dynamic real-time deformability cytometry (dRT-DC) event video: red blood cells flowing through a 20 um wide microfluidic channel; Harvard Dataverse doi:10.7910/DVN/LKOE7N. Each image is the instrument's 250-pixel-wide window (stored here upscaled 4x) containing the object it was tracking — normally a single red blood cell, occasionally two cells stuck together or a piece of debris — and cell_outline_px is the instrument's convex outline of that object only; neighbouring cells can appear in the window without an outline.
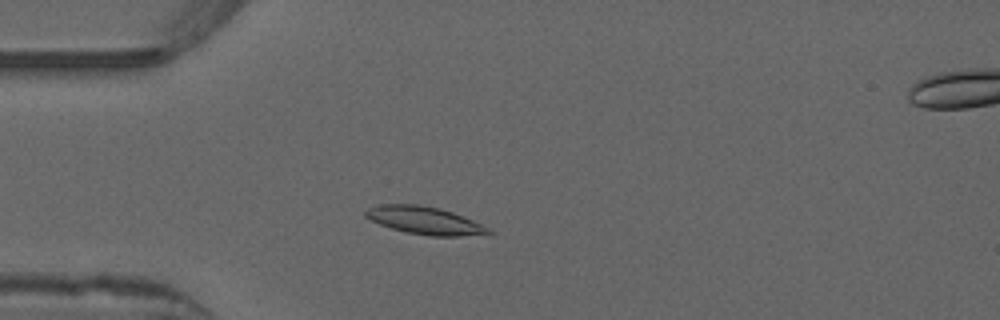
{"species": "common noctule bat (a hibernating species)", "species_latin": "Nyctalus noctula", "temperature_condition": "warm", "stored_images_in_passage": 49, "camera_frame_rate_fps": 3000, "um_per_image_px": 0.085, "animal": {"sex": "male", "forearm_length_mm": 52.5}, "frame": {"image": 1, "passage_image": 11, "time_ms": 3.333, "image_size_px": [1000, 320], "cell_outline_px": [[496, 232], [460, 236], [432, 236], [408, 232], [392, 228], [368, 220], [364, 216], [364, 212], [368, 208], [380, 204], [416, 204], [440, 208], [452, 212], [472, 220]], "centroid_in_image_um": [36.04, 18.73], "position_along_channel_um": 49.0, "area_um2": 19.59}}
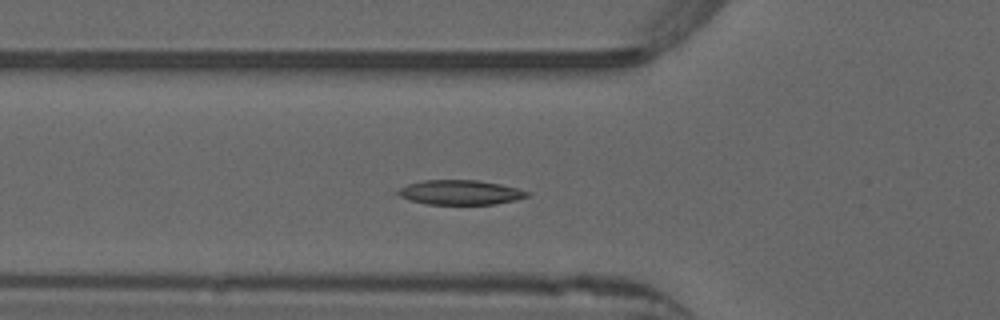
{"frame": {"image": 2, "passage_image": 15, "time_ms": 4.667, "image_size_px": [1000, 320], "cell_outline_px": [[532, 196], [516, 200], [496, 204], [428, 204], [412, 200], [400, 196], [396, 192], [400, 188], [408, 184], [424, 180], [480, 180], [500, 184], [532, 192]], "centroid_in_image_um": [39.2, 16.35], "position_along_channel_um": 86.6, "area_um2": 18.55}}
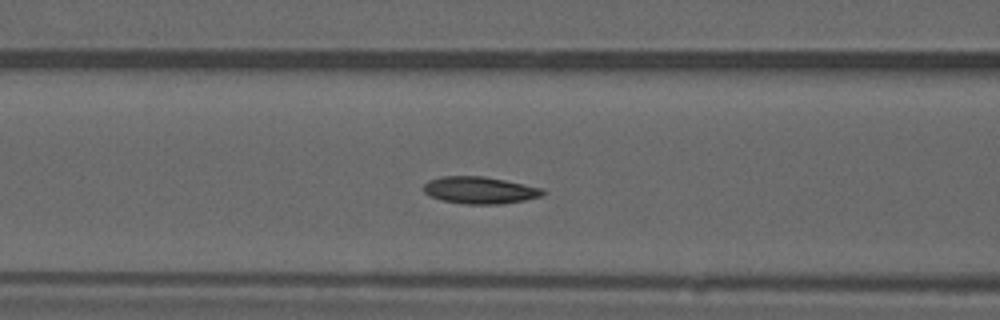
{"frame": {"image": 3, "passage_image": 18, "time_ms": 5.667, "image_size_px": [1000, 320], "cell_outline_px": [[548, 192], [540, 196], [524, 200], [500, 204], [464, 204], [440, 200], [428, 196], [424, 192], [424, 184], [428, 180], [440, 176], [484, 176], [544, 188]], "centroid_in_image_um": [40.76, 16.16], "position_along_channel_um": 125.8, "area_um2": 18.96}, "authors_computed_cell_mechanics": {"area_um2": 18.5538, "velocity_mm_per_s": 3.8707, "shape_relaxation_time_tau1_ms": 9.2659, "shape_relaxation_time_tau2_ms": 2.6691, "deformation_change_tau1": 0.2141, "deformation_change_tau2": 0.0944}}